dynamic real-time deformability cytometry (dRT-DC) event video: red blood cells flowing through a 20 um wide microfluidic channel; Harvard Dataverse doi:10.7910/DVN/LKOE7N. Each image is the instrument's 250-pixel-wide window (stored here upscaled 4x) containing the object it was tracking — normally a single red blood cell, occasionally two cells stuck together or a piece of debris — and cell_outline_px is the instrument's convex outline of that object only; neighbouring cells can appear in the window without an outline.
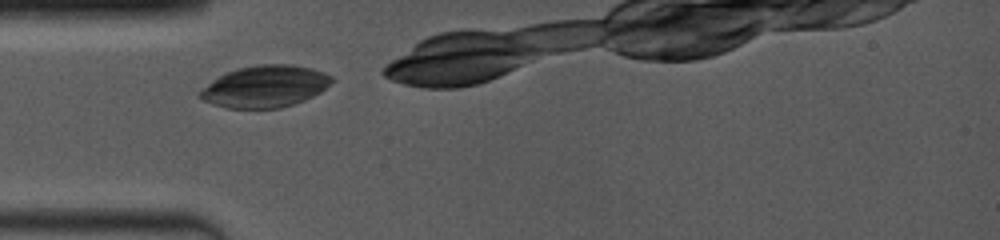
{"species": "common noctule bat (a hibernating species)", "species_latin": "Nyctalus noctula", "temperature_condition": "room temperature", "stored_images_in_passage": 18, "camera_frame_rate_fps": 4000, "um_per_image_px": 0.085, "animal": {"sex": "female", "body_mass_g": 19.0, "forearm_length_mm": 53.3}, "frame": {"image": 1, "passage_image": 1, "time_ms": 0.0, "image_size_px": [1000, 240], "cell_outline_px": [[332, 80], [320, 92], [304, 100], [280, 108], [224, 108], [212, 104], [204, 100], [196, 92], [212, 80], [228, 72], [240, 68], [260, 64], [292, 64], [312, 68], [324, 72], [332, 76]], "centroid_in_image_um": [22.5, 7.35], "position_along_channel_um": 62.5, "area_um2": 31.91}}
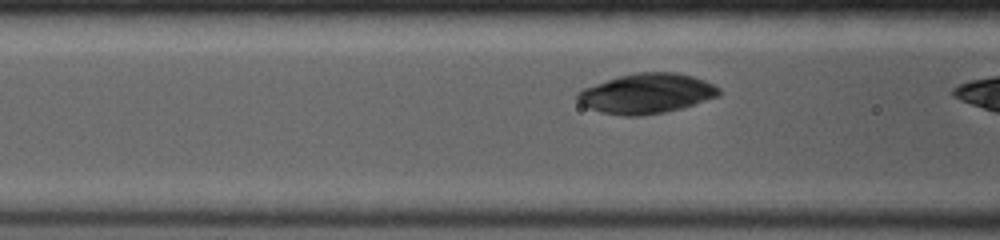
{"frame": {"image": 2, "passage_image": 7, "time_ms": 1.25, "image_size_px": [1000, 240], "cell_outline_px": [[720, 96], [680, 108], [664, 112], [640, 116], [624, 116], [600, 112], [580, 104], [576, 100], [576, 92], [584, 88], [620, 76], [636, 72], [676, 72], [692, 76], [704, 80], [720, 88]], "centroid_in_image_um": [54.95, 7.95], "position_along_channel_um": 111.7, "area_um2": 32.77}}
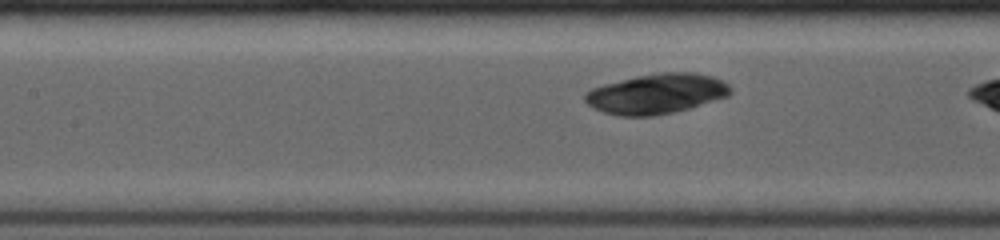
{"frame": {"image": 3, "passage_image": 12, "time_ms": 2.25, "image_size_px": [1000, 240], "cell_outline_px": [[732, 92], [728, 96], [688, 108], [672, 112], [652, 116], [616, 116], [592, 108], [584, 100], [584, 92], [592, 88], [604, 84], [636, 76], [660, 72], [696, 72], [712, 76], [728, 84], [732, 88]], "centroid_in_image_um": [55.78, 7.96], "position_along_channel_um": 151.6, "area_um2": 33.99}}